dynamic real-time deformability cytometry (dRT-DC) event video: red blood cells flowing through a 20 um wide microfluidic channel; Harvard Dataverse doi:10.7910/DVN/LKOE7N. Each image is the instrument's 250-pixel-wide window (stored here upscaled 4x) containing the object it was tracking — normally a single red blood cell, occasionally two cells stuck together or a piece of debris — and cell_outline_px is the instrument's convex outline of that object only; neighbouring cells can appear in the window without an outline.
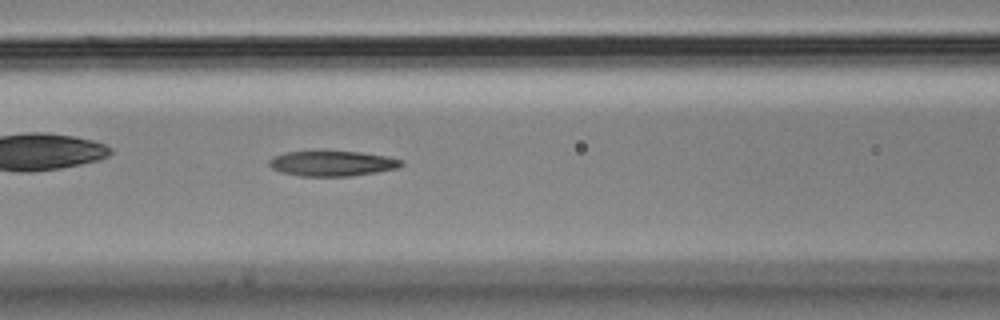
{"species": "Egyptian fruit bat (a non-hibernating species)", "species_latin": "Rousettus aegyptiacus", "temperature_condition": "cold", "stored_images_in_passage": 52, "camera_frame_rate_fps": 3000, "um_per_image_px": 0.085, "animal": {"sex": "male"}, "frame": {"image": 1, "passage_image": 23, "time_ms": 7.333, "image_size_px": [1000, 320], "cell_outline_px": [[404, 164], [400, 168], [352, 176], [300, 176], [280, 172], [272, 168], [268, 164], [268, 160], [272, 156], [284, 152], [312, 148], [324, 148], [360, 152], [388, 156], [404, 160]], "centroid_in_image_um": [28.2, 13.83], "position_along_channel_um": 138.4, "area_um2": 20.81}}
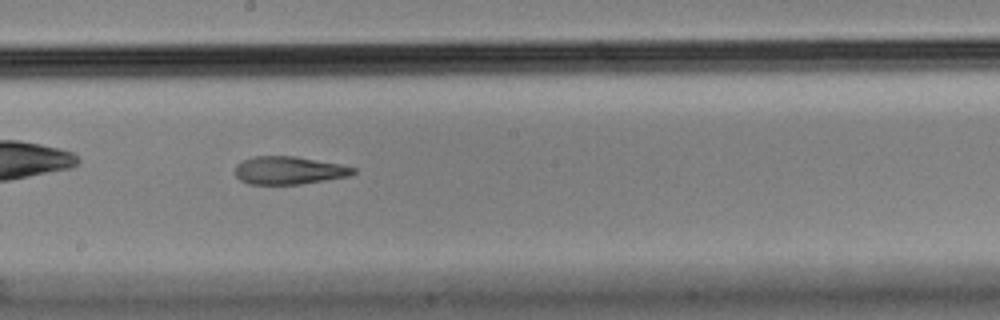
{"frame": {"image": 2, "passage_image": 30, "time_ms": 9.667, "image_size_px": [1000, 320], "cell_outline_px": [[356, 172], [348, 176], [300, 184], [248, 184], [240, 180], [236, 176], [236, 164], [244, 160], [256, 156], [296, 156], [340, 164], [356, 168]], "centroid_in_image_um": [24.55, 14.48], "position_along_channel_um": 223.6, "area_um2": 19.07}, "authors_computed_cell_mechanics": {"area_um2": 19.7676, "velocity_mm_per_s": 3.6569, "shape_relaxation_time_tau1_ms": null, "shape_relaxation_time_tau2_ms": 5.1204, "deformation_change_tau1": null, "deformation_change_tau2": 0.1705}}